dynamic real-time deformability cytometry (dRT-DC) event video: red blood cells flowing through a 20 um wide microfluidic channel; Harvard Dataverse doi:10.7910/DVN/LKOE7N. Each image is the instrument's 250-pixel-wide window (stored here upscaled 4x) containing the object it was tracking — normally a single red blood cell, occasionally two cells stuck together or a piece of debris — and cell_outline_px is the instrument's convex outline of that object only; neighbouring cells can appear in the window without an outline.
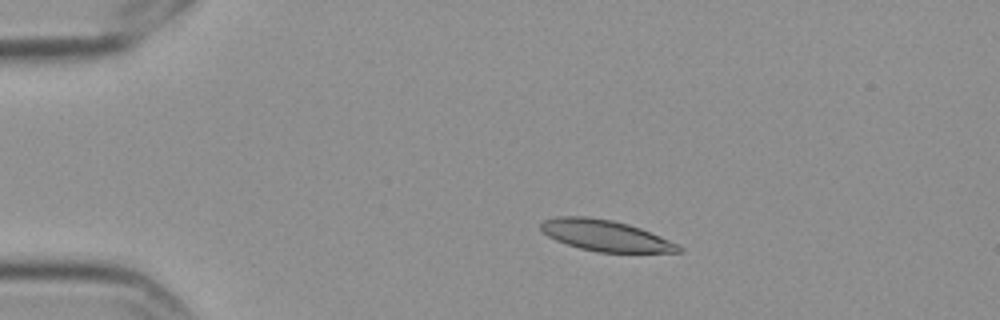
{"species": "Egyptian fruit bat (a non-hibernating species)", "species_latin": "Rousettus aegyptiacus", "temperature_condition": "cold", "stored_images_in_passage": 6, "camera_frame_rate_fps": 3000, "um_per_image_px": 0.085, "frame": {"image": 1, "passage_image": 1, "time_ms": 0.0, "image_size_px": [1000, 320], "cell_outline_px": [[684, 252], [596, 252], [580, 248], [556, 240], [548, 236], [540, 228], [540, 224], [544, 220], [556, 216], [588, 216], [612, 220], [628, 224], [640, 228], [680, 244], [684, 248]], "centroid_in_image_um": [51.49, 20.02], "position_along_channel_um": 33.5, "area_um2": 24.97}}
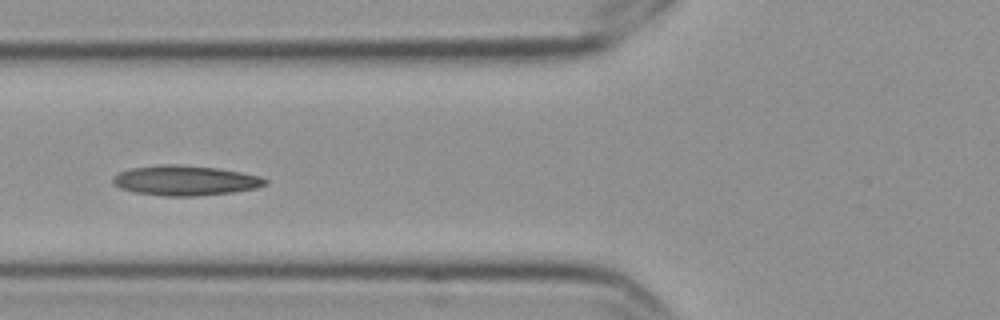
{"frame": {"image": 2, "passage_image": 4, "time_ms": 1.0, "image_size_px": [1000, 320], "cell_outline_px": [[268, 184], [256, 188], [232, 192], [196, 196], [164, 196], [136, 192], [120, 188], [112, 184], [112, 180], [120, 172], [132, 168], [160, 164], [176, 164], [216, 168], [240, 172], [260, 176], [268, 180]], "centroid_in_image_um": [15.76, 15.34], "position_along_channel_um": 110.0, "area_um2": 26.47}}
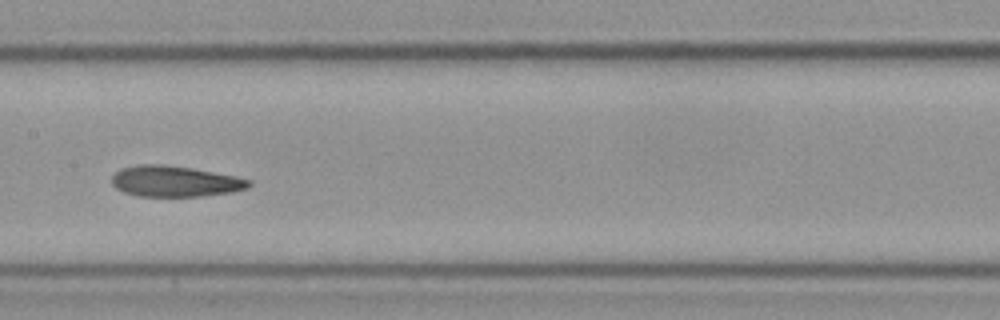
{"frame": {"image": 3, "passage_image": 6, "time_ms": 1.667, "image_size_px": [1000, 320], "cell_outline_px": [[252, 184], [248, 188], [232, 192], [200, 196], [136, 196], [124, 192], [116, 188], [112, 184], [112, 176], [120, 168], [140, 164], [160, 164], [192, 168], [236, 176], [252, 180]], "centroid_in_image_um": [14.88, 15.41], "position_along_channel_um": 192.5, "area_um2": 24.74}}